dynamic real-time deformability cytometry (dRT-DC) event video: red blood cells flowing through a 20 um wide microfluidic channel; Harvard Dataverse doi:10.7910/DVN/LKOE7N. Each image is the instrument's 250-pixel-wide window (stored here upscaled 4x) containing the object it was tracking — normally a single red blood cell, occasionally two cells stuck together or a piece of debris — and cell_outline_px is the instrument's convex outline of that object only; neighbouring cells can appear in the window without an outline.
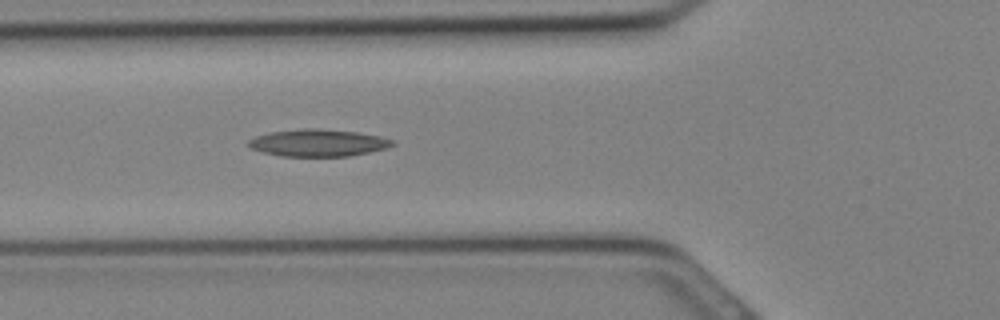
{"species": "Egyptian fruit bat (a non-hibernating species)", "species_latin": "Rousettus aegyptiacus", "temperature_condition": "cold", "stored_images_in_passage": 11, "camera_frame_rate_fps": 3000, "um_per_image_px": 0.085, "animal": {"sex": "female"}, "frame": {"image": 1, "passage_image": 11, "time_ms": 3.333, "image_size_px": [1000, 320], "cell_outline_px": [[396, 144], [384, 148], [368, 152], [348, 156], [280, 156], [264, 152], [252, 148], [248, 144], [248, 140], [256, 136], [268, 132], [304, 128], [316, 128], [360, 132], [380, 136], [396, 140]], "centroid_in_image_um": [27.06, 12.13], "position_along_channel_um": 98.7, "area_um2": 22.77}}